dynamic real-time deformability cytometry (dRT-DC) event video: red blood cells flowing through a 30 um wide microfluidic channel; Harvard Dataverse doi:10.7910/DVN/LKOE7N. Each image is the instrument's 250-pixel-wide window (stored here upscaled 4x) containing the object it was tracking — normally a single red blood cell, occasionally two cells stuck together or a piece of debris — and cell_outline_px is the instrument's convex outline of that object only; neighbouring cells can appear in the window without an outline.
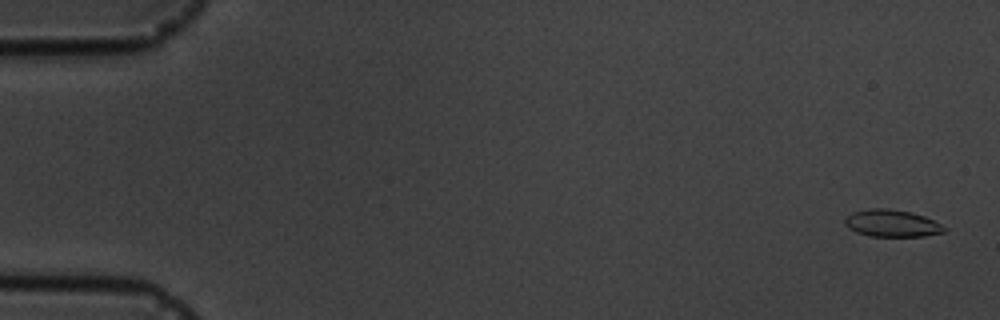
{"species": "common noctule bat (a hibernating species)", "species_latin": "Nyctalus noctula", "temperature_condition": "cold", "stored_images_in_passage": 7, "camera_frame_rate_fps": 3000, "um_per_image_px": 0.085, "animal": {"sex": "male", "body_mass_g": 19.5, "forearm_length_mm": 54.6}, "frame": {"image": 1, "passage_image": 1, "time_ms": 0.0, "image_size_px": [1000, 320], "cell_outline_px": [[948, 228], [944, 232], [924, 236], [868, 236], [856, 232], [848, 228], [844, 224], [844, 216], [852, 212], [872, 208], [888, 208], [912, 212], [924, 216]], "centroid_in_image_um": [75.77, 18.97], "position_along_channel_um": 9.2, "area_um2": 15.84}}
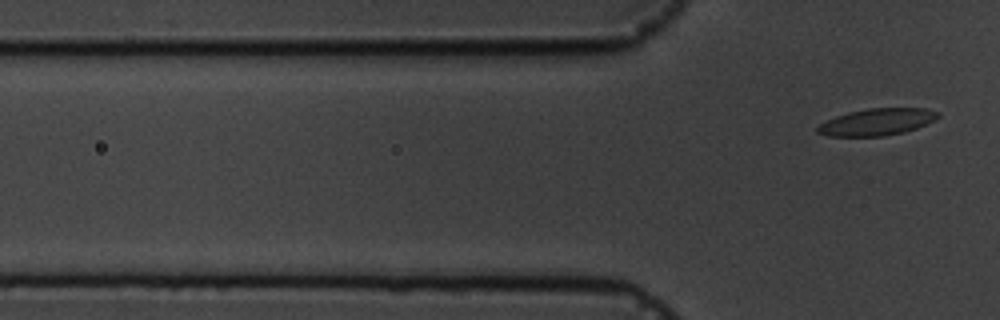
{"frame": {"image": 2, "passage_image": 7, "time_ms": 7.667, "image_size_px": [1000, 320], "cell_outline_px": [[940, 116], [936, 120], [916, 128], [904, 132], [884, 136], [828, 136], [816, 132], [816, 128], [820, 124], [836, 116], [848, 112], [868, 108], [928, 108], [940, 112]], "centroid_in_image_um": [74.58, 10.36], "position_along_channel_um": 51.2, "area_um2": 18.96}}